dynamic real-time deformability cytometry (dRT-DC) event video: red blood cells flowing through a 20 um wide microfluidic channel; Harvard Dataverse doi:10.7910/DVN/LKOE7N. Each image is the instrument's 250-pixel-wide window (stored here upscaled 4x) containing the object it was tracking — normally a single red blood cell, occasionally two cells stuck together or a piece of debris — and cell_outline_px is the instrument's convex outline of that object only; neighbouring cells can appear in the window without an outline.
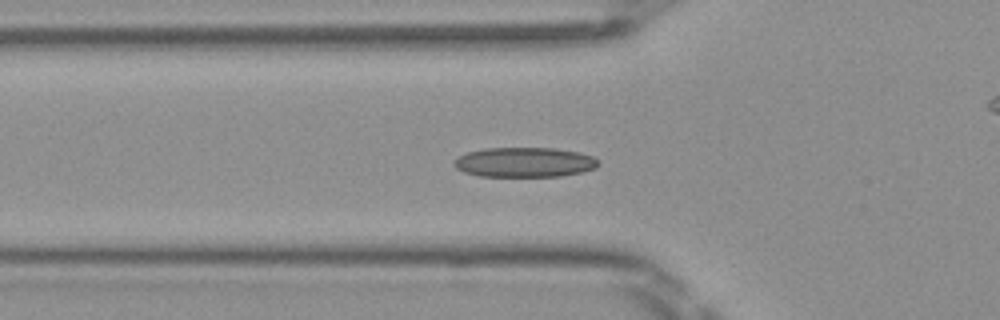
{"species": "Egyptian fruit bat (a non-hibernating species)", "species_latin": "Rousettus aegyptiacus", "temperature_condition": "room temperature", "stored_images_in_passage": 48, "camera_frame_rate_fps": 3000, "um_per_image_px": 0.085, "frame": {"image": 1, "passage_image": 14, "time_ms": 4.333, "image_size_px": [1000, 320], "cell_outline_px": [[600, 164], [596, 168], [580, 172], [560, 176], [480, 176], [464, 172], [456, 168], [452, 164], [460, 156], [468, 152], [484, 148], [552, 148], [580, 152], [592, 156], [600, 160]], "centroid_in_image_um": [44.61, 13.79], "position_along_channel_um": 81.2, "area_um2": 25.03}}
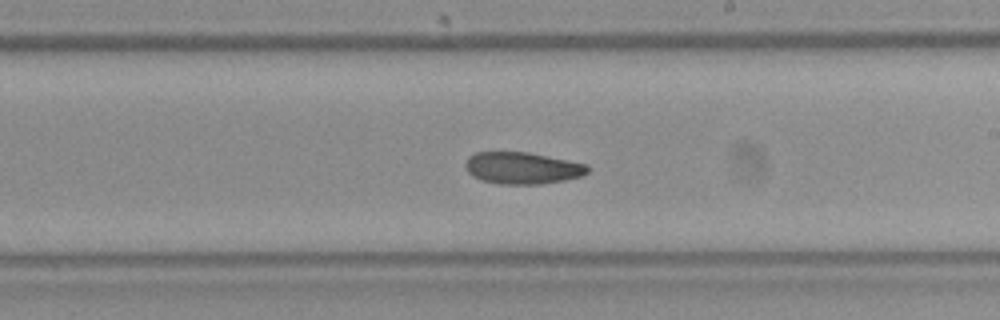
{"frame": {"image": 2, "passage_image": 26, "time_ms": 8.333, "image_size_px": [1000, 320], "cell_outline_px": [[588, 172], [580, 176], [564, 180], [540, 184], [500, 184], [484, 180], [472, 176], [468, 172], [464, 164], [468, 156], [476, 152], [528, 152], [588, 164]], "centroid_in_image_um": [44.38, 14.27], "position_along_channel_um": 244.6, "area_um2": 22.6}}
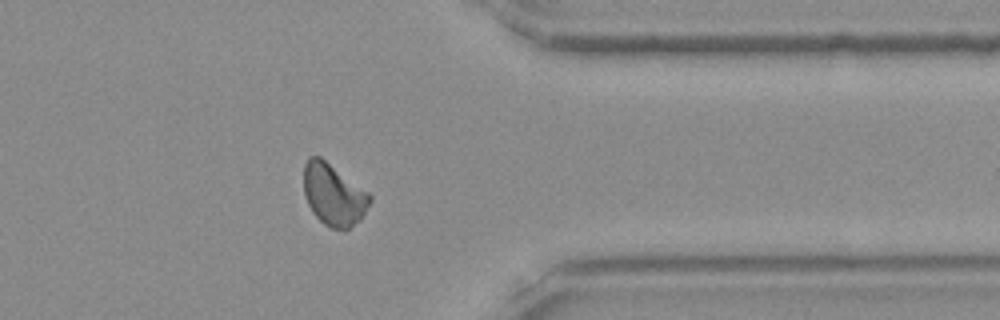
{"frame": {"image": 3, "passage_image": 37, "time_ms": 12.0, "image_size_px": [1000, 320], "cell_outline_px": [[372, 200], [360, 220], [348, 228], [332, 228], [324, 224], [312, 212], [304, 196], [304, 164], [308, 156], [320, 156], [368, 192], [372, 196]], "centroid_in_image_um": [28.34, 16.53], "position_along_channel_um": 383.1, "area_um2": 23.64}, "authors_computed_cell_mechanics": {"area_um2": 23.2645, "velocity_mm_per_s": 4.0593, "shape_relaxation_time_tau1_ms": 4.9932, "shape_relaxation_time_tau2_ms": 9.1427, "deformation_change_tau1": 0.116, "deformation_change_tau2": 0.1523}}